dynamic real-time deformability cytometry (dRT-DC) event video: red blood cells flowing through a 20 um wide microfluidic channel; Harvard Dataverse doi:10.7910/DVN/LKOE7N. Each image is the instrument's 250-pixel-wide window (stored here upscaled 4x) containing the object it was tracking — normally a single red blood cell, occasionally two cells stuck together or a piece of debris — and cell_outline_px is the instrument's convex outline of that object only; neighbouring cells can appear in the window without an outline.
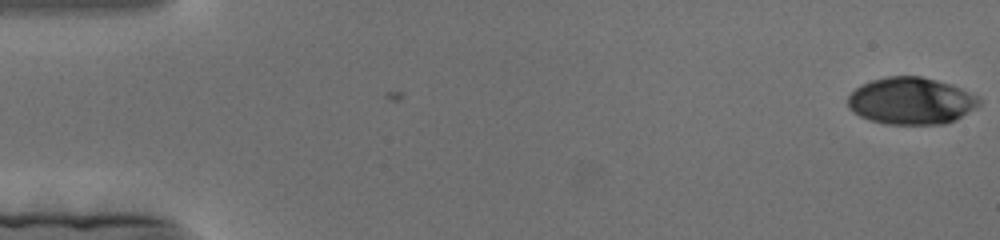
{"species": "human", "species_latin": "Homo sapiens", "temperature_condition": "cold", "stored_images_in_passage": 178, "camera_frame_rate_fps": 3000, "um_per_image_px": 0.085, "donor": {"sex": "female"}, "frame": {"image": 1, "passage_image": 1, "time_ms": 0.0, "image_size_px": [1000, 240], "cell_outline_px": [[980, 104], [976, 108], [956, 120], [944, 124], [884, 124], [868, 120], [852, 112], [848, 108], [848, 96], [860, 84], [872, 80], [888, 76], [920, 76], [952, 84], [980, 96]], "centroid_in_image_um": [77.45, 8.58], "position_along_channel_um": 7.5, "area_um2": 36.36}}
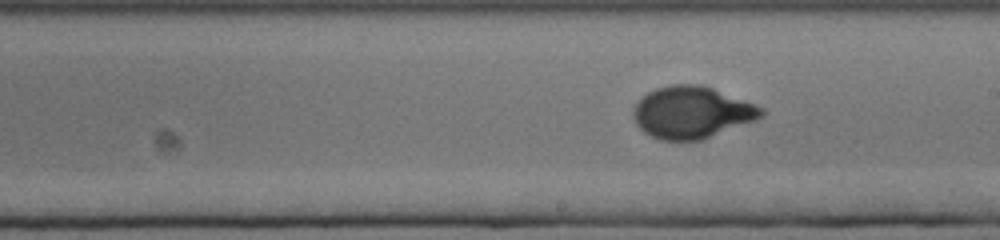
{"frame": {"image": 2, "passage_image": 100, "time_ms": 33.0, "image_size_px": [1000, 240], "cell_outline_px": [[768, 112], [764, 116], [756, 120], [704, 140], [660, 140], [644, 132], [636, 124], [632, 116], [632, 108], [636, 100], [640, 96], [656, 88], [672, 84], [700, 84], [712, 88], [756, 104], [764, 108]], "centroid_in_image_um": [58.8, 9.55], "position_along_channel_um": 230.2, "area_um2": 39.36}}
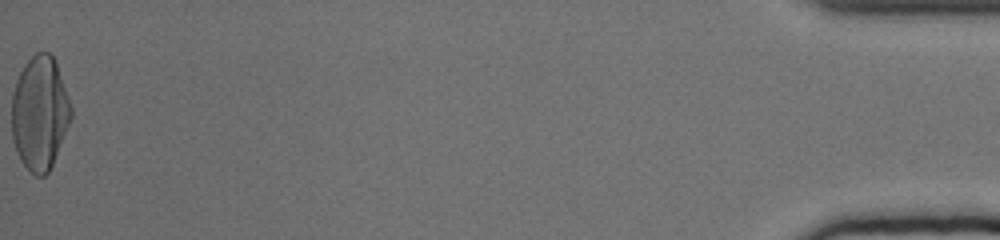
{"frame": {"image": 3, "passage_image": 178, "time_ms": 59.0, "image_size_px": [1000, 240], "cell_outline_px": [[72, 116], [52, 164], [48, 172], [44, 176], [36, 176], [20, 160], [16, 152], [12, 140], [12, 92], [16, 80], [24, 64], [36, 52], [48, 52], [56, 60], [72, 108]], "centroid_in_image_um": [3.37, 9.59], "position_along_channel_um": 431.8, "area_um2": 39.3}}